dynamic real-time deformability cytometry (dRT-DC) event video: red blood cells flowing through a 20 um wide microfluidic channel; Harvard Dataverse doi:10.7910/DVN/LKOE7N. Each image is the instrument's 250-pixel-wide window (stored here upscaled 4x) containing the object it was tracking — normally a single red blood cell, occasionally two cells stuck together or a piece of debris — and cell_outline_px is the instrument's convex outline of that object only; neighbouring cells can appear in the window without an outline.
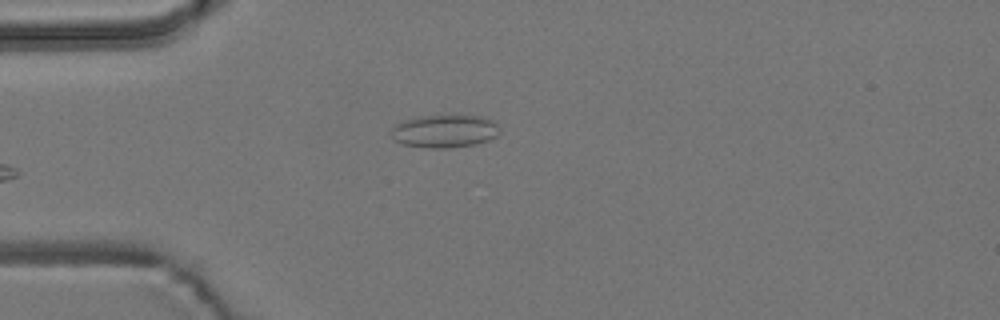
{"species": "common noctule bat (a hibernating species)", "species_latin": "Nyctalus noctula", "temperature_condition": "room temperature", "stored_images_in_passage": 2, "camera_frame_rate_fps": 3000, "um_per_image_px": 0.085, "animal": {"sex": "male", "body_mass_g": 19.2, "forearm_length_mm": 51.8}, "frame": {"image": 1, "passage_image": 2, "time_ms": 0.333, "image_size_px": [1000, 320], "cell_outline_px": [[500, 132], [496, 136], [488, 140], [476, 144], [448, 148], [424, 148], [404, 144], [396, 140], [392, 136], [392, 128], [396, 124], [404, 120], [416, 116], [480, 116], [492, 120], [496, 124]], "centroid_in_image_um": [37.79, 11.15], "position_along_channel_um": 47.2, "area_um2": 20.63}}